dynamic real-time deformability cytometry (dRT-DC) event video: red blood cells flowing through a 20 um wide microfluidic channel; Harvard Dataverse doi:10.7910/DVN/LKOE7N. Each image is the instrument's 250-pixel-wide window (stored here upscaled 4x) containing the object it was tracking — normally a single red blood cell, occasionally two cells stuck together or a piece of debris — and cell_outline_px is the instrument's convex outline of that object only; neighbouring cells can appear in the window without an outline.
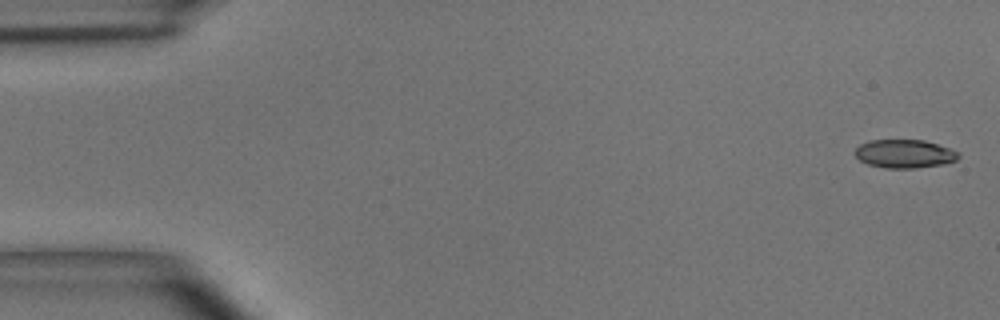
{"species": "common noctule bat (a hibernating species)", "species_latin": "Nyctalus noctula", "temperature_condition": "room temperature", "stored_images_in_passage": 15, "camera_frame_rate_fps": 3000, "um_per_image_px": 0.085, "animal": {"sex": "male", "body_mass_g": 15.6}, "frame": {"image": 1, "passage_image": 1, "time_ms": 0.0, "image_size_px": [1000, 320], "cell_outline_px": [[960, 156], [956, 160], [944, 164], [916, 168], [884, 168], [868, 164], [860, 160], [856, 156], [856, 148], [860, 144], [868, 140], [924, 140], [960, 152]], "centroid_in_image_um": [76.89, 13.07], "position_along_channel_um": 8.1, "area_um2": 17.11}}
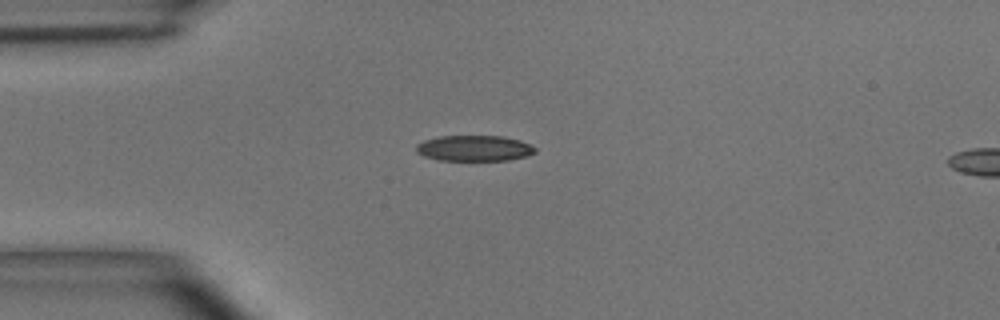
{"frame": {"image": 2, "passage_image": 12, "time_ms": 3.667, "image_size_px": [1000, 320], "cell_outline_px": [[536, 152], [528, 156], [508, 160], [440, 160], [424, 156], [416, 152], [416, 144], [424, 140], [440, 136], [504, 136], [520, 140], [536, 148]], "centroid_in_image_um": [40.32, 12.6], "position_along_channel_um": 44.7, "area_um2": 17.86}}